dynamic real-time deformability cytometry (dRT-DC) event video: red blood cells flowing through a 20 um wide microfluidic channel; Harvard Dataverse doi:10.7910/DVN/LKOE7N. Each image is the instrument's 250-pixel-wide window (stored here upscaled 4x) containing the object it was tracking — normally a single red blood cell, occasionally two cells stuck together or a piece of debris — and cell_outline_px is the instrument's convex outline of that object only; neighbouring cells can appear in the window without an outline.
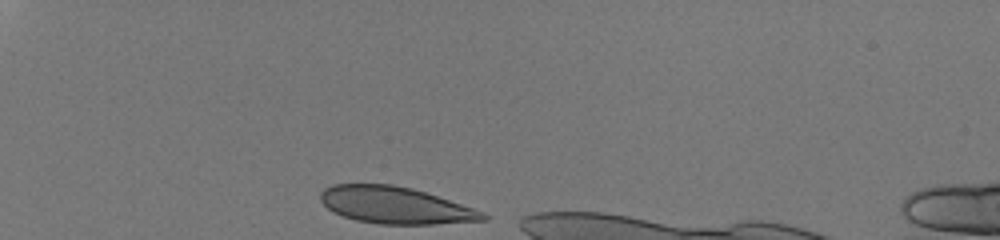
{"species": "human", "species_latin": "Homo sapiens", "temperature_condition": "room temperature", "stored_images_in_passage": 32, "camera_frame_rate_fps": 3000, "um_per_image_px": 0.085, "donor": {"sex": "male"}, "frame": {"image": 1, "passage_image": 1, "time_ms": 0.0, "image_size_px": [1000, 240], "cell_outline_px": [[488, 220], [432, 224], [380, 224], [356, 220], [344, 216], [328, 208], [320, 200], [320, 192], [324, 188], [332, 184], [392, 184], [412, 188], [484, 212], [488, 216]], "centroid_in_image_um": [33.57, 17.44], "position_along_channel_um": 51.4, "area_um2": 34.56}}
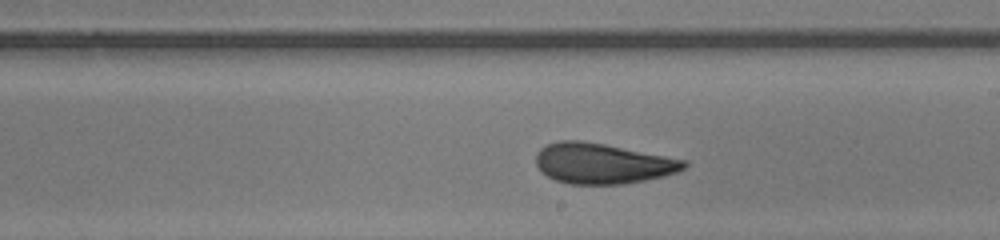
{"frame": {"image": 2, "passage_image": 19, "time_ms": 6.0, "image_size_px": [1000, 240], "cell_outline_px": [[688, 164], [684, 168], [676, 172], [664, 176], [644, 180], [620, 184], [568, 184], [556, 180], [540, 172], [536, 164], [536, 152], [540, 148], [548, 144], [560, 140], [580, 140], [604, 144], [688, 160]], "centroid_in_image_um": [51.19, 13.89], "position_along_channel_um": 237.8, "area_um2": 34.91}}
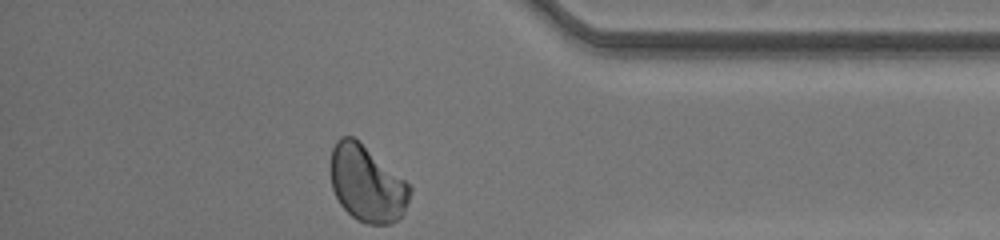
{"frame": {"image": 3, "passage_image": 32, "time_ms": 10.333, "image_size_px": [1000, 240], "cell_outline_px": [[412, 192], [404, 216], [388, 224], [364, 224], [356, 220], [340, 204], [332, 188], [332, 148], [336, 140], [340, 136], [352, 136], [404, 180], [412, 188]], "centroid_in_image_um": [31.21, 15.66], "position_along_channel_um": 404.0, "area_um2": 34.8}, "authors_computed_cell_mechanics": {"area_um2": 34.9112, "velocity_mm_per_s": 4.0745, "shape_relaxation_time_tau1_ms": 9.6891, "shape_relaxation_time_tau2_ms": null, "deformation_change_tau1": 0.2121, "deformation_change_tau2": null}}